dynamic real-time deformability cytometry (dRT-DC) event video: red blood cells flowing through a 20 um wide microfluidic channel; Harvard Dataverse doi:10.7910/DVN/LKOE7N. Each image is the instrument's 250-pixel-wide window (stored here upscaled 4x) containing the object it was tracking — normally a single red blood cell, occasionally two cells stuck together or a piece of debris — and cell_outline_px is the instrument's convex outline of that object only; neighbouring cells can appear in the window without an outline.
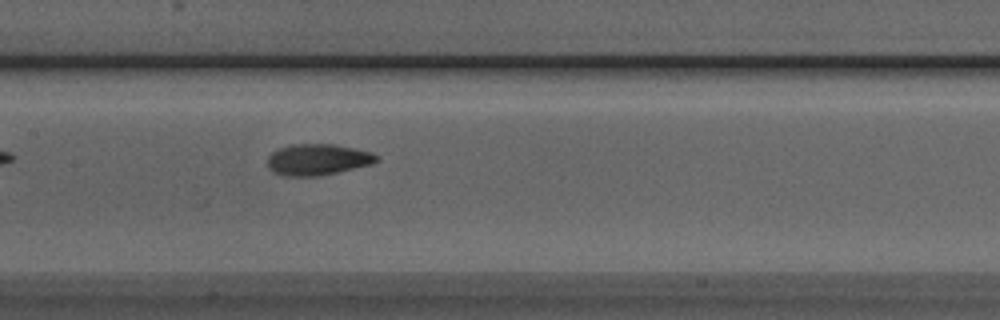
{"species": "Egyptian fruit bat (a non-hibernating species)", "species_latin": "Rousettus aegyptiacus", "temperature_condition": "room temperature", "stored_images_in_passage": 35, "camera_frame_rate_fps": 3000, "um_per_image_px": 0.085, "animal": {"sex": "male"}, "frame": {"image": 1, "passage_image": 10, "time_ms": 3.0, "image_size_px": [1000, 320], "cell_outline_px": [[380, 160], [372, 164], [336, 172], [316, 176], [280, 176], [272, 172], [268, 168], [268, 156], [272, 152], [280, 148], [292, 144], [332, 144], [372, 152], [380, 156]], "centroid_in_image_um": [26.99, 13.57], "position_along_channel_um": 180.4, "area_um2": 19.88}}
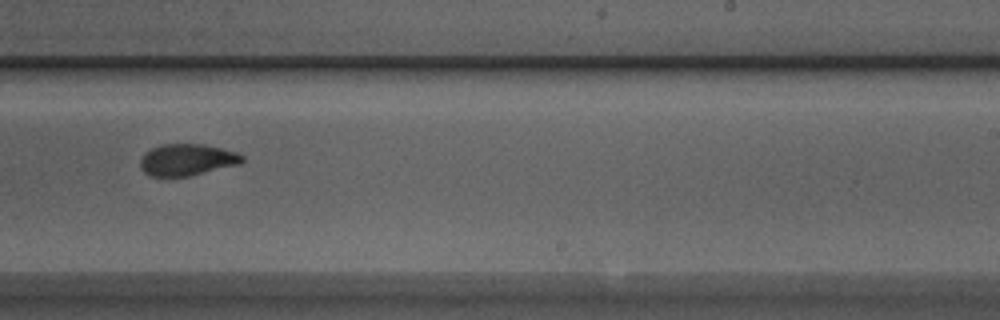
{"frame": {"image": 2, "passage_image": 17, "time_ms": 5.333, "image_size_px": [1000, 320], "cell_outline_px": [[244, 160], [240, 164], [188, 176], [148, 176], [140, 168], [140, 160], [144, 152], [160, 144], [204, 144], [236, 152], [244, 156]], "centroid_in_image_um": [15.87, 13.57], "position_along_channel_um": 273.1, "area_um2": 18.84}}
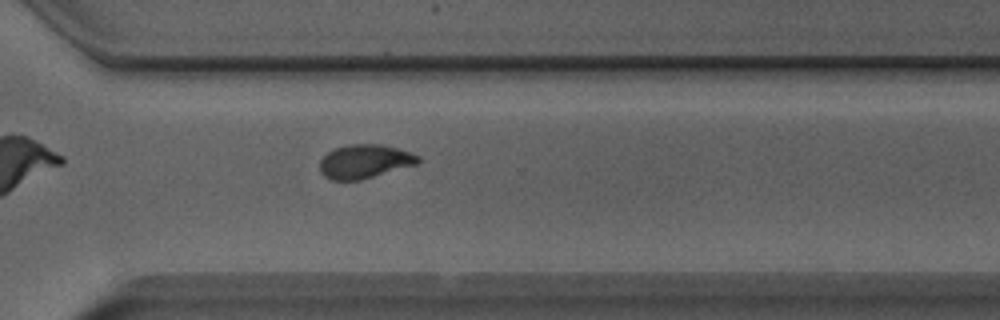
{"frame": {"image": 3, "passage_image": 22, "time_ms": 7.0, "image_size_px": [1000, 320], "cell_outline_px": [[420, 160], [416, 164], [360, 180], [332, 180], [324, 176], [320, 172], [320, 160], [328, 152], [336, 148], [352, 144], [380, 144], [396, 148], [420, 156]], "centroid_in_image_um": [30.97, 13.72], "position_along_channel_um": 339.6, "area_um2": 19.07}, "authors_computed_cell_mechanics": {"area_um2": 19.5942, "velocity_mm_per_s": 3.9856, "shape_relaxation_time_tau1_ms": 4.2056, "shape_relaxation_time_tau2_ms": 1.7021, "deformation_change_tau1": 0.151, "deformation_change_tau2": 0.0736}}